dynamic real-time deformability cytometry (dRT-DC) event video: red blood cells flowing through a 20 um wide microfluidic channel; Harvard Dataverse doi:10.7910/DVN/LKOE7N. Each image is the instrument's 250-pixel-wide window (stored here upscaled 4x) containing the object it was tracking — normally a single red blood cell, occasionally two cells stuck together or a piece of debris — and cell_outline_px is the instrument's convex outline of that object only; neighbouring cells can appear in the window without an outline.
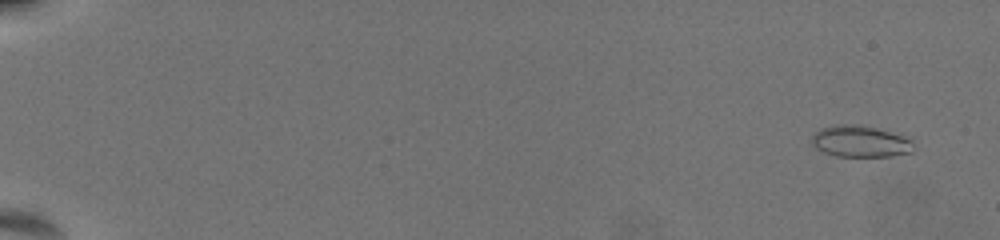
{"species": "common noctule bat (a hibernating species)", "species_latin": "Nyctalus noctula", "temperature_condition": "warm", "stored_images_in_passage": 60, "camera_frame_rate_fps": 3000, "um_per_image_px": 0.085, "animal": {"sex": "female", "body_mass_g": 19.5, "forearm_length_mm": 54.1}, "frame": {"image": 1, "passage_image": 2, "time_ms": 0.333, "image_size_px": [1000, 240], "cell_outline_px": [[912, 152], [892, 156], [836, 156], [824, 152], [816, 148], [812, 144], [812, 136], [820, 128], [840, 124], [860, 124], [876, 128], [912, 140]], "centroid_in_image_um": [73.08, 12.02], "position_along_channel_um": 11.9, "area_um2": 18.44}}
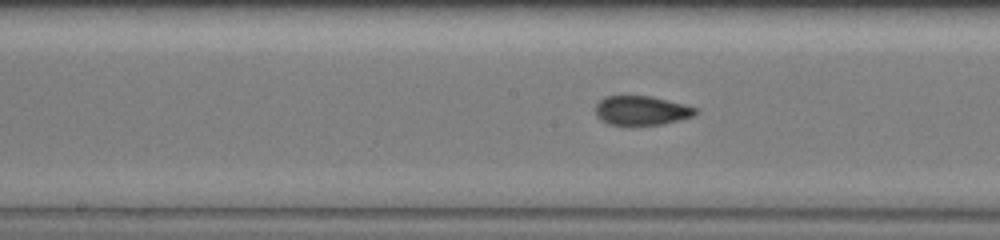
{"frame": {"image": 2, "passage_image": 34, "time_ms": 11.0, "image_size_px": [1000, 240], "cell_outline_px": [[700, 112], [692, 116], [680, 120], [664, 124], [608, 124], [600, 120], [596, 116], [596, 104], [604, 96], [652, 96], [700, 108]], "centroid_in_image_um": [54.56, 9.38], "position_along_channel_um": 193.6, "area_um2": 17.11}}
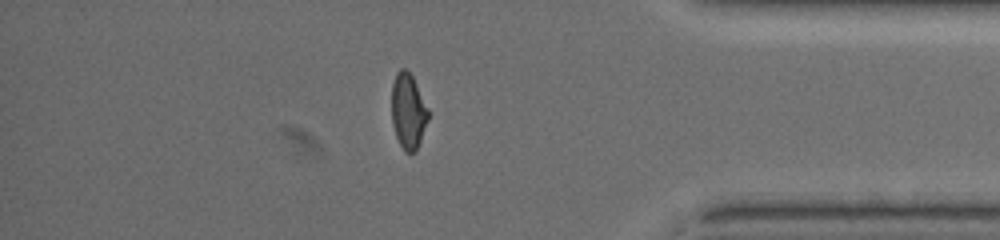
{"frame": {"image": 3, "passage_image": 53, "time_ms": 17.333, "image_size_px": [1000, 240], "cell_outline_px": [[428, 120], [416, 152], [404, 152], [396, 136], [392, 124], [392, 84], [396, 72], [400, 68], [404, 68], [412, 76], [428, 108]], "centroid_in_image_um": [34.69, 9.46], "position_along_channel_um": 400.5, "area_um2": 16.01}, "authors_computed_cell_mechanics": {"area_um2": 17.1666, "velocity_mm_per_s": 3.5805, "shape_relaxation_time_tau1_ms": null, "shape_relaxation_time_tau2_ms": 1.1057, "deformation_change_tau1": null, "deformation_change_tau2": 0.0649}}